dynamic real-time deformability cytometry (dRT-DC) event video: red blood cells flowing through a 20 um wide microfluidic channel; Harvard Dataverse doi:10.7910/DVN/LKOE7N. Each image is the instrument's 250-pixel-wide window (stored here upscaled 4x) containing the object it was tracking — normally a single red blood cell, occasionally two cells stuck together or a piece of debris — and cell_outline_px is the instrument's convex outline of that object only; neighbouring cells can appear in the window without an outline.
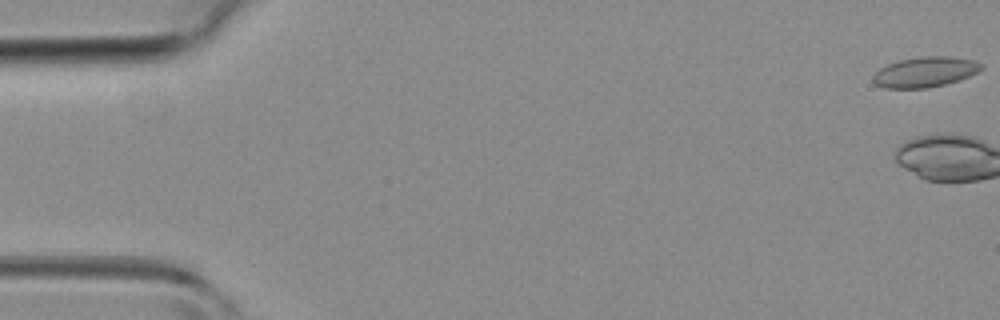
{"species": "common noctule bat (a hibernating species)", "species_latin": "Nyctalus noctula", "temperature_condition": "room temperature", "stored_images_in_passage": 3, "camera_frame_rate_fps": 3000, "um_per_image_px": 0.085, "animal": {"sex": "female", "body_mass_g": 19.3, "forearm_length_mm": 54.1}, "frame": {"image": 1, "passage_image": 1, "time_ms": 0.0, "image_size_px": [1000, 320], "cell_outline_px": [[984, 68], [968, 76], [944, 84], [928, 88], [884, 88], [876, 84], [872, 80], [872, 76], [880, 68], [888, 64], [900, 60], [920, 56], [952, 56], [972, 60], [984, 64]], "centroid_in_image_um": [78.62, 6.11], "position_along_channel_um": 6.4, "area_um2": 19.02}}